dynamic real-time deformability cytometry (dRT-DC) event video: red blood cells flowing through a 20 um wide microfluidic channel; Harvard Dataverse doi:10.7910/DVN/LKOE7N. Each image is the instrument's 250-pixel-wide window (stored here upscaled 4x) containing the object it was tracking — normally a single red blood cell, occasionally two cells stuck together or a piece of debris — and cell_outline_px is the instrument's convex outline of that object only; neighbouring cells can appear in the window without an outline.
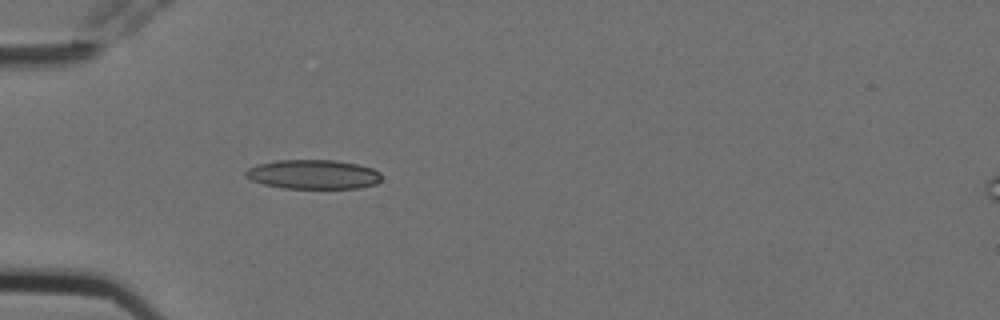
{"species": "Egyptian fruit bat (a non-hibernating species)", "species_latin": "Rousettus aegyptiacus", "temperature_condition": "cold", "stored_images_in_passage": 3, "camera_frame_rate_fps": 3000, "um_per_image_px": 0.085, "animal": {"sex": "female"}, "frame": {"image": 1, "passage_image": 3, "time_ms": 0.667, "image_size_px": [1000, 320], "cell_outline_px": [[380, 180], [376, 184], [360, 188], [284, 188], [264, 184], [252, 180], [244, 176], [244, 172], [248, 168], [260, 164], [276, 160], [336, 160], [356, 164], [372, 168], [380, 172]], "centroid_in_image_um": [26.62, 14.82], "position_along_channel_um": 58.4, "area_um2": 23.12}}